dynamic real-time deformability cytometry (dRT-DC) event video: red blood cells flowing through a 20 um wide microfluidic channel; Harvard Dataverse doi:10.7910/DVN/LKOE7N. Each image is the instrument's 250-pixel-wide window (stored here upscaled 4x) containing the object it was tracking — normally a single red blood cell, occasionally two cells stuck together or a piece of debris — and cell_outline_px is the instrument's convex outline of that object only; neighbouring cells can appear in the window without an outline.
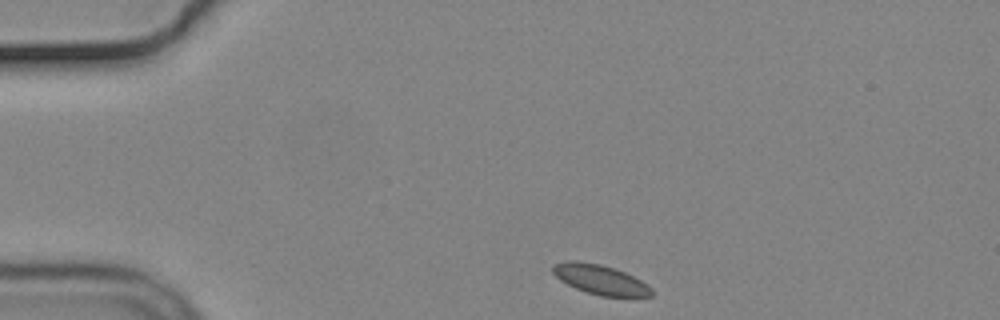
{"species": "common noctule bat (a hibernating species)", "species_latin": "Nyctalus noctula", "temperature_condition": "cold", "stored_images_in_passage": 29, "camera_frame_rate_fps": 3000, "um_per_image_px": 0.085, "animal": {"sex": "male", "body_mass_g": 19.2, "forearm_length_mm": 51.8}, "frame": {"image": 1, "passage_image": 1, "time_ms": 0.0, "image_size_px": [1000, 320], "cell_outline_px": [[652, 296], [600, 296], [576, 288], [560, 280], [552, 272], [552, 264], [568, 260], [576, 260], [600, 264], [616, 268], [648, 284], [652, 288]], "centroid_in_image_um": [51.0, 23.74], "position_along_channel_um": 34.0, "area_um2": 17.05}}
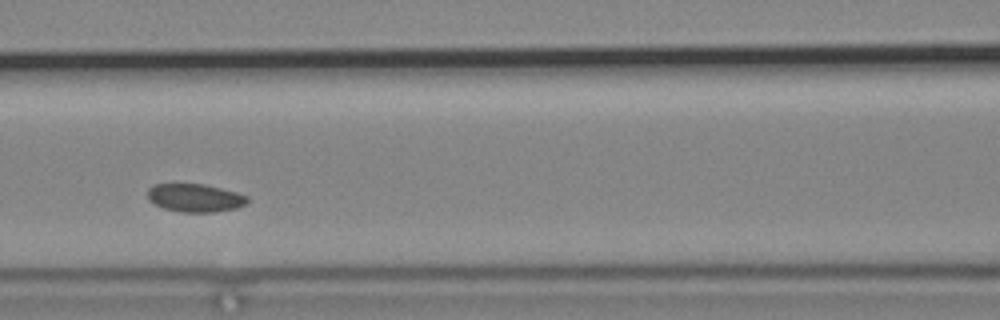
{"frame": {"image": 2, "passage_image": 15, "time_ms": 4.667, "image_size_px": [1000, 320], "cell_outline_px": [[248, 204], [236, 208], [212, 212], [184, 212], [164, 208], [148, 200], [148, 188], [152, 184], [204, 184], [236, 192], [248, 196]], "centroid_in_image_um": [16.59, 16.81], "position_along_channel_um": 150.0, "area_um2": 16.3}}
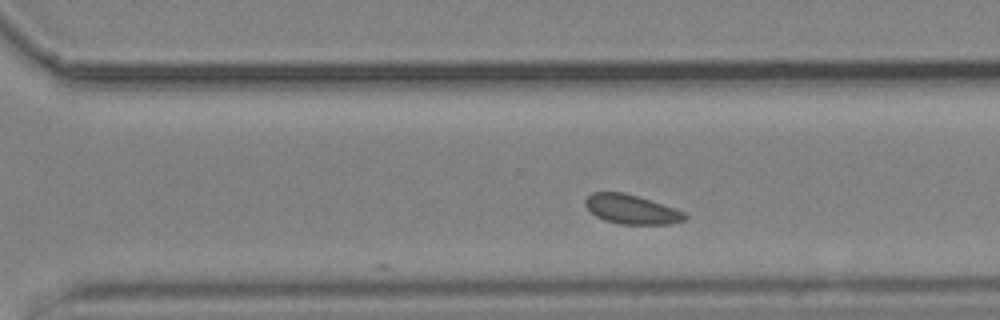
{"frame": {"image": 3, "passage_image": 29, "time_ms": 9.333, "image_size_px": [1000, 320], "cell_outline_px": [[688, 216], [684, 220], [672, 224], [620, 224], [604, 220], [596, 216], [584, 204], [584, 200], [592, 192], [624, 192], [676, 208], [684, 212]], "centroid_in_image_um": [53.68, 17.79], "position_along_channel_um": 316.9, "area_um2": 16.99}}